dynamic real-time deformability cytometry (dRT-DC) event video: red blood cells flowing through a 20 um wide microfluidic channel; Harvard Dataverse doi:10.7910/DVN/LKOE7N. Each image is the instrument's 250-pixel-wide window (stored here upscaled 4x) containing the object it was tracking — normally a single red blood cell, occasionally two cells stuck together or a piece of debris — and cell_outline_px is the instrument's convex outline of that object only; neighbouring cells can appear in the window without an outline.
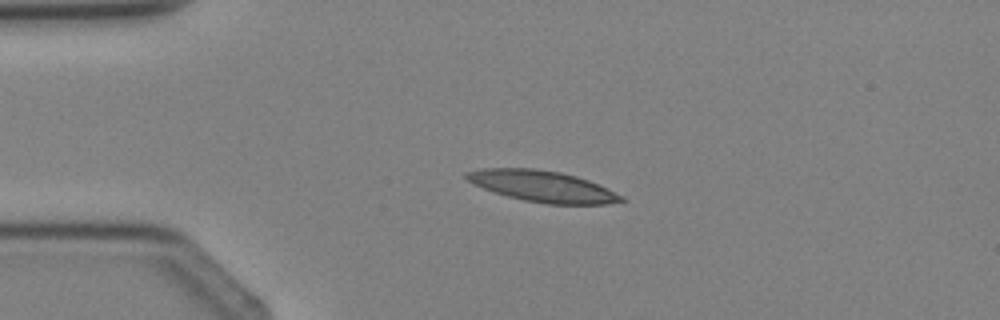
{"species": "Egyptian fruit bat (a non-hibernating species)", "species_latin": "Rousettus aegyptiacus", "temperature_condition": "cold", "stored_images_in_passage": 4, "camera_frame_rate_fps": 3000, "um_per_image_px": 0.085, "animal": {"sex": "female"}, "frame": {"image": 1, "passage_image": 3, "time_ms": 2.333, "image_size_px": [1000, 320], "cell_outline_px": [[624, 200], [604, 204], [548, 204], [524, 200], [492, 192], [468, 180], [464, 176], [464, 172], [484, 168], [532, 168], [560, 172], [576, 176], [588, 180], [608, 188], [624, 196]], "centroid_in_image_um": [46.11, 15.83], "position_along_channel_um": 38.9, "area_um2": 27.92}}